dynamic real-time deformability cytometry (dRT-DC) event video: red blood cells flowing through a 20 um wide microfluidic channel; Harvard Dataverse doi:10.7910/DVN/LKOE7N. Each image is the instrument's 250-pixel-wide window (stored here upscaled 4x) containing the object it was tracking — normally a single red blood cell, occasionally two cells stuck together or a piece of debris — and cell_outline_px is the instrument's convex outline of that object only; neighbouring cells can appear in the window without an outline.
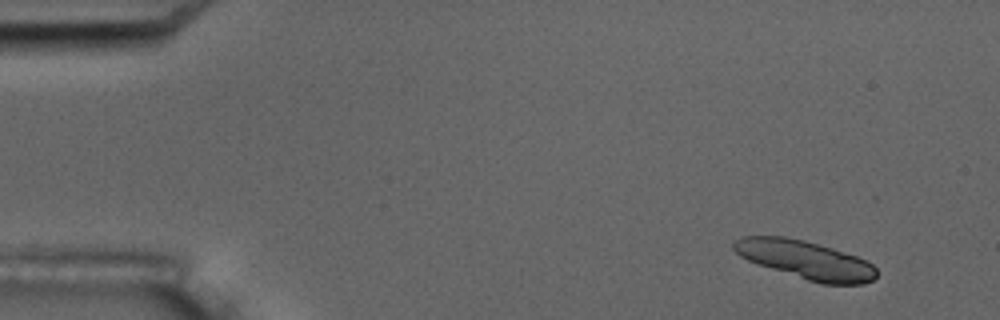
{"species": "common noctule bat (a hibernating species)", "species_latin": "Nyctalus noctula", "temperature_condition": "room temperature", "stored_images_in_passage": 7, "camera_frame_rate_fps": 3000, "um_per_image_px": 0.085, "animal": {"sex": "male", "body_mass_g": 17.5, "forearm_length_mm": 52.3}, "frame": {"image": 1, "passage_image": 2, "time_ms": 1.0, "image_size_px": [1000, 320], "cell_outline_px": [[876, 276], [872, 280], [864, 284], [820, 284], [756, 264], [740, 256], [732, 248], [732, 244], [740, 236], [784, 236], [804, 240], [832, 248], [868, 260], [876, 268]], "centroid_in_image_um": [68.45, 22.08], "position_along_channel_um": 16.5, "area_um2": 31.96}}